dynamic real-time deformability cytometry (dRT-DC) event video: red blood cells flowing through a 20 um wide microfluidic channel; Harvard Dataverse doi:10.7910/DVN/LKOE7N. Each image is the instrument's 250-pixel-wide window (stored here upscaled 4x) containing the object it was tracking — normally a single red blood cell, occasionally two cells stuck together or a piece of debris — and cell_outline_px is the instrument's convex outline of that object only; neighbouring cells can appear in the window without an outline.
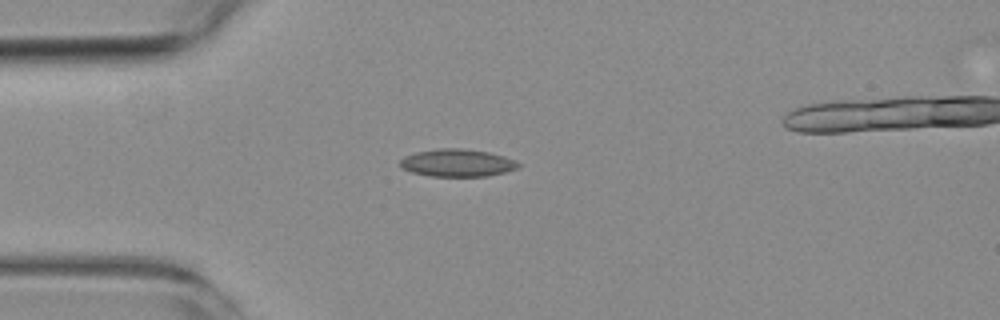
{"species": "common noctule bat (a hibernating species)", "species_latin": "Nyctalus noctula", "temperature_condition": "room temperature", "stored_images_in_passage": 2, "camera_frame_rate_fps": 3000, "um_per_image_px": 0.085, "animal": {"sex": "female", "body_mass_g": 19.3, "forearm_length_mm": 54.1}, "frame": {"image": 1, "passage_image": 1, "time_ms": 0.0, "image_size_px": [1000, 320], "cell_outline_px": [[520, 164], [516, 168], [504, 172], [488, 176], [432, 176], [412, 172], [400, 168], [400, 160], [404, 156], [416, 152], [436, 148], [460, 148], [488, 152], [504, 156], [516, 160]], "centroid_in_image_um": [38.84, 13.84], "position_along_channel_um": 46.2, "area_um2": 18.96}}